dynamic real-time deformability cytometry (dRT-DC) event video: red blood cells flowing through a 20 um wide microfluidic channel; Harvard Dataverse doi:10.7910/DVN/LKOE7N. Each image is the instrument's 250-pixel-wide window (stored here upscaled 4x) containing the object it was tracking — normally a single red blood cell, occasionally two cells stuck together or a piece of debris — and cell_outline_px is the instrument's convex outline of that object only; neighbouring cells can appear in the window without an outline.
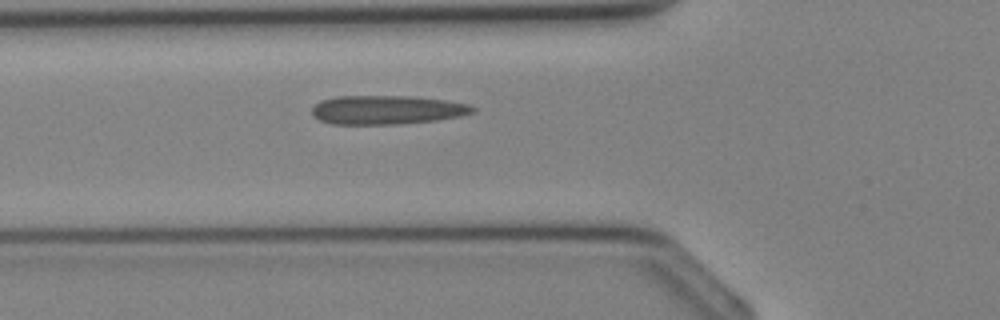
{"species": "Egyptian fruit bat (a non-hibernating species)", "species_latin": "Rousettus aegyptiacus", "temperature_condition": "cold", "stored_images_in_passage": 26, "camera_frame_rate_fps": 3000, "um_per_image_px": 0.085, "animal": {"sex": "female"}, "frame": {"image": 1, "passage_image": 6, "time_ms": 1.667, "image_size_px": [1000, 320], "cell_outline_px": [[476, 112], [460, 116], [436, 120], [396, 124], [332, 124], [320, 120], [312, 116], [312, 108], [320, 100], [336, 96], [412, 96], [448, 100], [468, 104], [476, 108]], "centroid_in_image_um": [32.89, 9.33], "position_along_channel_um": 92.9, "area_um2": 27.22}}
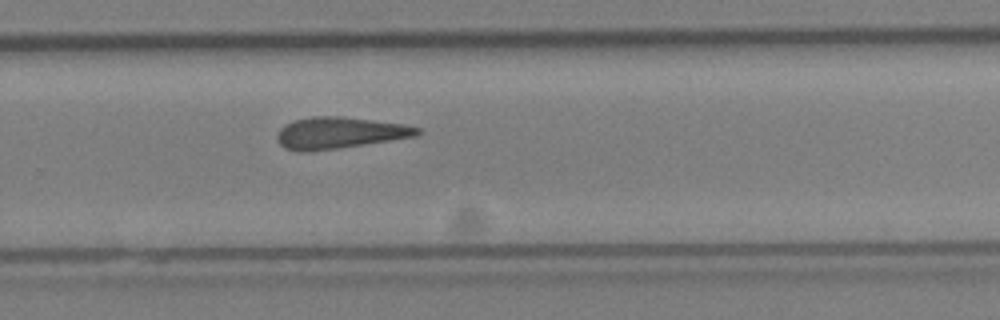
{"frame": {"image": 2, "passage_image": 17, "time_ms": 5.333, "image_size_px": [1000, 320], "cell_outline_px": [[424, 132], [416, 136], [312, 152], [296, 152], [284, 148], [280, 144], [276, 136], [280, 128], [284, 124], [296, 120], [312, 116], [336, 116], [372, 120], [404, 124], [420, 128]], "centroid_in_image_um": [28.83, 11.3], "position_along_channel_um": 301.0, "area_um2": 25.78}}
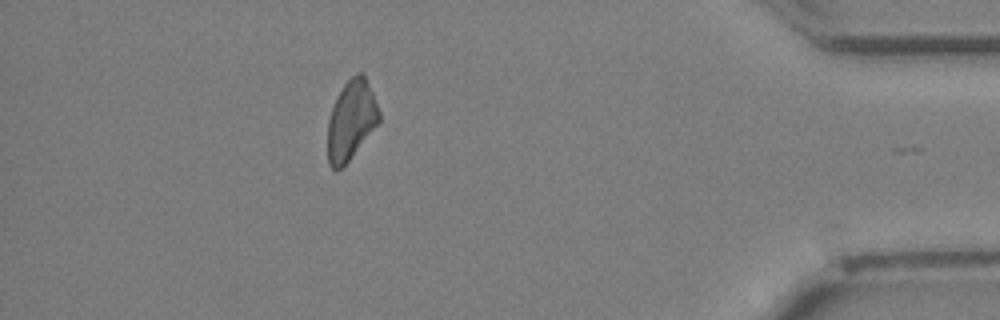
{"frame": {"image": 3, "passage_image": 25, "time_ms": 8.0, "image_size_px": [1000, 320], "cell_outline_px": [[380, 124], [348, 160], [336, 172], [328, 164], [328, 120], [336, 96], [344, 84], [356, 72], [360, 72], [364, 76], [372, 92], [380, 112]], "centroid_in_image_um": [29.85, 10.22], "position_along_channel_um": 405.3, "area_um2": 23.76}}